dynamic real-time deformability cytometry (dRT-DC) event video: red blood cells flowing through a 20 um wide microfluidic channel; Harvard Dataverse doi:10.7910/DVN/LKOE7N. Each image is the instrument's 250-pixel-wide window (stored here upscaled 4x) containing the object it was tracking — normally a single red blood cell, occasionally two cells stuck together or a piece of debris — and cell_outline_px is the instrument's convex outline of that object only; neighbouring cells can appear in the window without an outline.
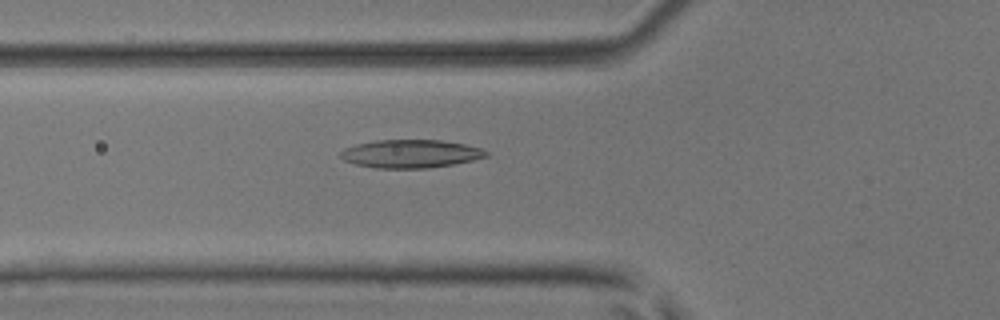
{"species": "common noctule bat (a hibernating species)", "species_latin": "Nyctalus noctula", "temperature_condition": "room temperature", "stored_images_in_passage": 35, "camera_frame_rate_fps": 3000, "um_per_image_px": 0.085, "animal": {"sex": "male", "body_mass_g": 17.9, "forearm_length_mm": 54.2}, "frame": {"image": 1, "passage_image": 4, "time_ms": 1.0, "image_size_px": [1000, 320], "cell_outline_px": [[488, 156], [456, 164], [428, 168], [376, 168], [356, 164], [344, 160], [340, 156], [340, 152], [344, 148], [356, 144], [376, 140], [440, 140], [464, 144], [480, 148], [488, 152]], "centroid_in_image_um": [34.9, 13.07], "position_along_channel_um": 90.9, "area_um2": 23.87}}
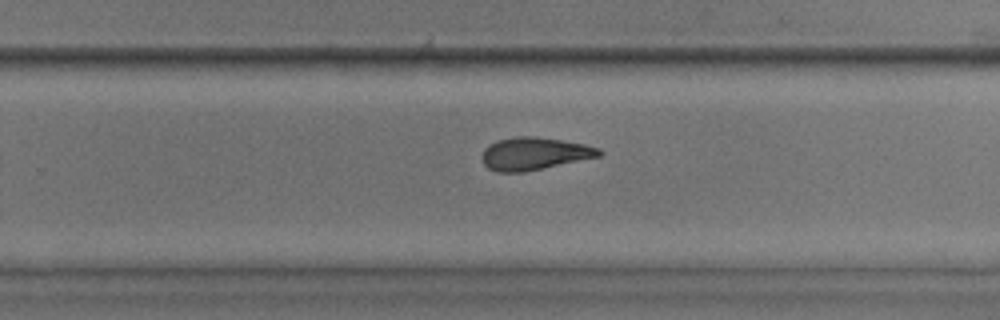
{"frame": {"image": 2, "passage_image": 18, "time_ms": 5.667, "image_size_px": [1000, 320], "cell_outline_px": [[604, 152], [600, 156], [524, 172], [496, 172], [488, 168], [484, 164], [480, 156], [484, 148], [488, 144], [500, 140], [516, 136], [532, 136], [560, 140], [584, 144], [600, 148]], "centroid_in_image_um": [45.38, 13.06], "position_along_channel_um": 284.4, "area_um2": 22.2}}
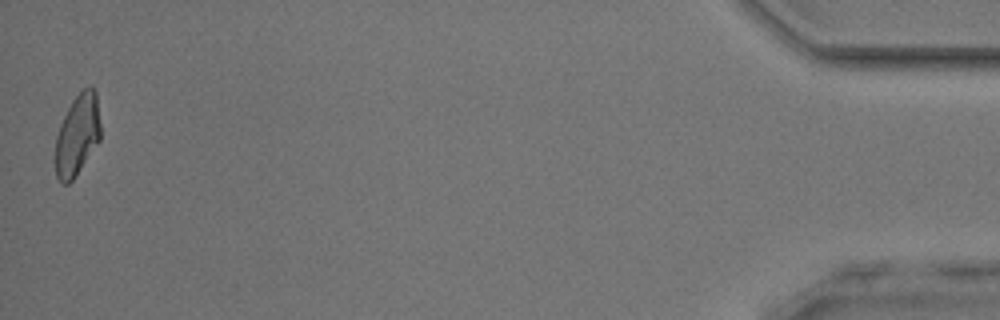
{"frame": {"image": 3, "passage_image": 35, "time_ms": 11.333, "image_size_px": [1000, 320], "cell_outline_px": [[100, 140], [72, 180], [68, 184], [64, 184], [56, 176], [56, 136], [60, 124], [72, 100], [88, 84], [96, 92], [100, 124]], "centroid_in_image_um": [6.58, 11.45], "position_along_channel_um": 428.6, "area_um2": 21.04}, "authors_computed_cell_mechanics": {"area_um2": 22.1952, "velocity_mm_per_s": 4.1516, "shape_relaxation_time_tau1_ms": null, "shape_relaxation_time_tau2_ms": 5.3397, "deformation_change_tau1": null, "deformation_change_tau2": 0.1173}}